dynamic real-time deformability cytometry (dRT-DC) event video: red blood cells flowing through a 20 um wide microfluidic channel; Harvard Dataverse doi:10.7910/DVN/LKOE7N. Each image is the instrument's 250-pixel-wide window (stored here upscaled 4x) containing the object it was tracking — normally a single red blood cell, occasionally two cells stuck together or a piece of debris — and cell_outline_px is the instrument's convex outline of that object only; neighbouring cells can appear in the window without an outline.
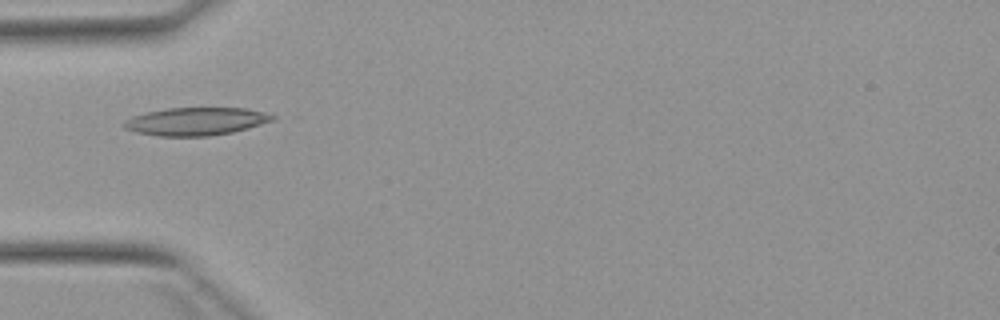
{"species": "Egyptian fruit bat (a non-hibernating species)", "species_latin": "Rousettus aegyptiacus", "temperature_condition": "warm", "stored_images_in_passage": 4, "camera_frame_rate_fps": 3000, "um_per_image_px": 0.085, "animal": {"sex": "female"}, "frame": {"image": 1, "passage_image": 1, "time_ms": 0.0, "image_size_px": [1000, 320], "cell_outline_px": [[276, 120], [248, 128], [232, 132], [208, 136], [156, 136], [136, 132], [124, 128], [120, 124], [124, 120], [132, 116], [148, 112], [168, 108], [244, 108], [264, 112], [276, 116]], "centroid_in_image_um": [16.64, 10.32], "position_along_channel_um": 68.4, "area_um2": 24.22}}
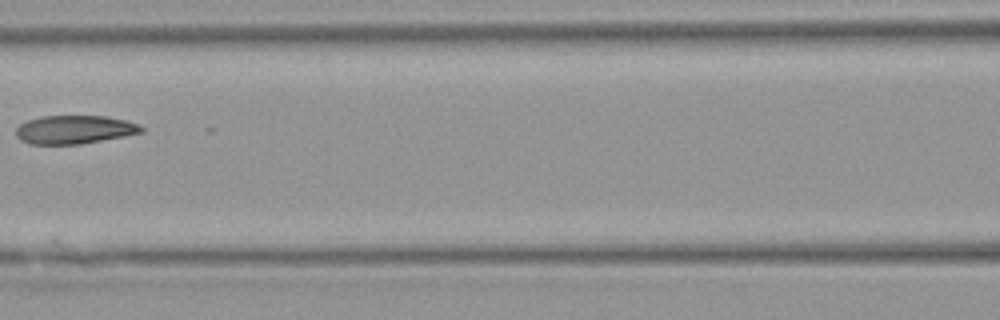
{"frame": {"image": 2, "passage_image": 3, "time_ms": 2.333, "image_size_px": [1000, 320], "cell_outline_px": [[144, 132], [124, 136], [80, 144], [28, 144], [20, 140], [16, 136], [16, 128], [20, 124], [28, 120], [40, 116], [104, 116], [124, 120], [140, 124], [144, 128]], "centroid_in_image_um": [6.32, 11.02], "position_along_channel_um": 160.3, "area_um2": 20.81}}
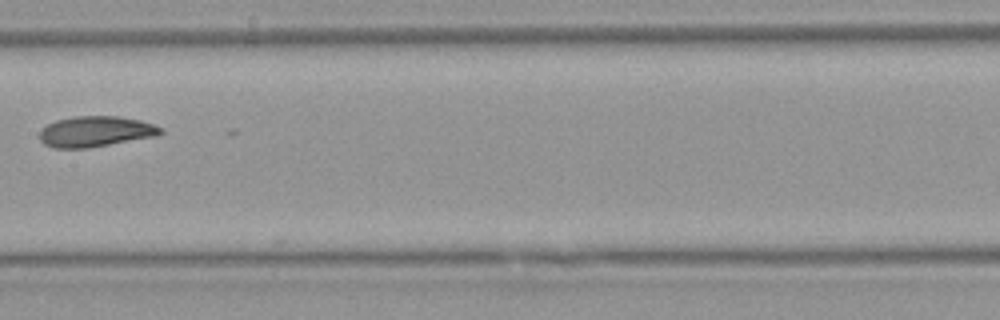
{"frame": {"image": 3, "passage_image": 4, "time_ms": 3.333, "image_size_px": [1000, 320], "cell_outline_px": [[164, 132], [156, 136], [88, 148], [52, 148], [44, 144], [40, 140], [40, 128], [56, 120], [72, 116], [120, 116], [140, 120], [164, 128]], "centroid_in_image_um": [8.11, 11.17], "position_along_channel_um": 199.3, "area_um2": 21.79}}